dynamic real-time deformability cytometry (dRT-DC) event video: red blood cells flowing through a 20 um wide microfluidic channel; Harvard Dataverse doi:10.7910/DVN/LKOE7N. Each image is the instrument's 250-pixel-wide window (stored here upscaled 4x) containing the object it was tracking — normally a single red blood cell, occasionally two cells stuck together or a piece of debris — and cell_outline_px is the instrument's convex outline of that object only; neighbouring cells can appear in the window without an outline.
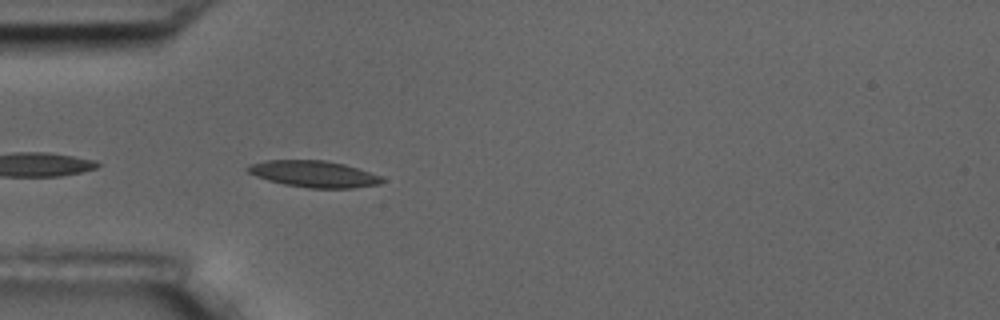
{"species": "common noctule bat (a hibernating species)", "species_latin": "Nyctalus noctula", "temperature_condition": "room temperature", "stored_images_in_passage": 4, "camera_frame_rate_fps": 3000, "um_per_image_px": 0.085, "animal": {"sex": "male", "body_mass_g": 17.5, "forearm_length_mm": 52.3}, "frame": {"image": 1, "passage_image": 4, "time_ms": 4.0, "image_size_px": [1000, 320], "cell_outline_px": [[384, 180], [380, 184], [352, 188], [308, 188], [284, 184], [268, 180], [256, 176], [248, 172], [244, 168], [248, 164], [268, 160], [324, 160], [344, 164], [380, 176]], "centroid_in_image_um": [26.62, 14.78], "position_along_channel_um": 58.4, "area_um2": 20.63}}